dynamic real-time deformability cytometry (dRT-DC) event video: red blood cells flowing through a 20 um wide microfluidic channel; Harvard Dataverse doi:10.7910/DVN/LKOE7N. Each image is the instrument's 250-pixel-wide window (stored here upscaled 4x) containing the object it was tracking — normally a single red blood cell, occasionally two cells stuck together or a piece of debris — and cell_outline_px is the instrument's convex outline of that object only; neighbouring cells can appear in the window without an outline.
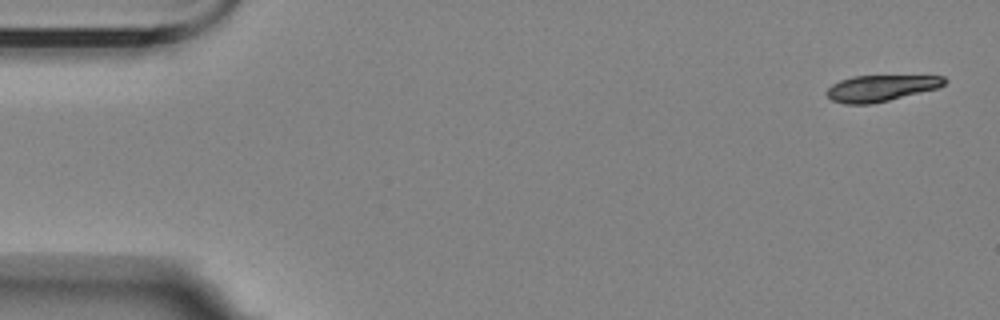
{"species": "Egyptian fruit bat (a non-hibernating species)", "species_latin": "Rousettus aegyptiacus", "temperature_condition": "room temperature", "stored_images_in_passage": 5, "camera_frame_rate_fps": 3000, "um_per_image_px": 0.085, "animal": {"sex": "female"}, "frame": {"image": 1, "passage_image": 1, "time_ms": 0.0, "image_size_px": [1000, 320], "cell_outline_px": [[948, 80], [944, 84], [936, 88], [872, 104], [844, 104], [832, 100], [824, 92], [832, 84], [840, 80], [852, 76], [944, 76]], "centroid_in_image_um": [74.82, 7.49], "position_along_channel_um": 10.2, "area_um2": 17.8}}
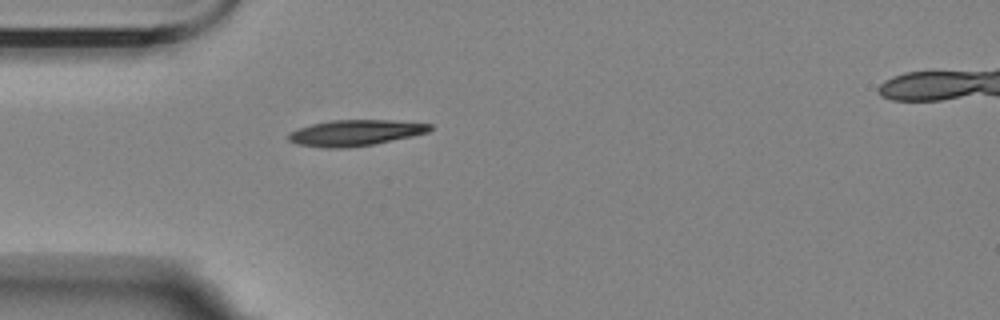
{"frame": {"image": 2, "passage_image": 5, "time_ms": 4.667, "image_size_px": [1000, 320], "cell_outline_px": [[432, 128], [428, 132], [412, 136], [372, 144], [340, 148], [328, 148], [296, 144], [288, 140], [288, 132], [296, 128], [312, 124], [332, 120], [392, 120], [432, 124]], "centroid_in_image_um": [30.16, 11.28], "position_along_channel_um": 54.8, "area_um2": 21.27}}